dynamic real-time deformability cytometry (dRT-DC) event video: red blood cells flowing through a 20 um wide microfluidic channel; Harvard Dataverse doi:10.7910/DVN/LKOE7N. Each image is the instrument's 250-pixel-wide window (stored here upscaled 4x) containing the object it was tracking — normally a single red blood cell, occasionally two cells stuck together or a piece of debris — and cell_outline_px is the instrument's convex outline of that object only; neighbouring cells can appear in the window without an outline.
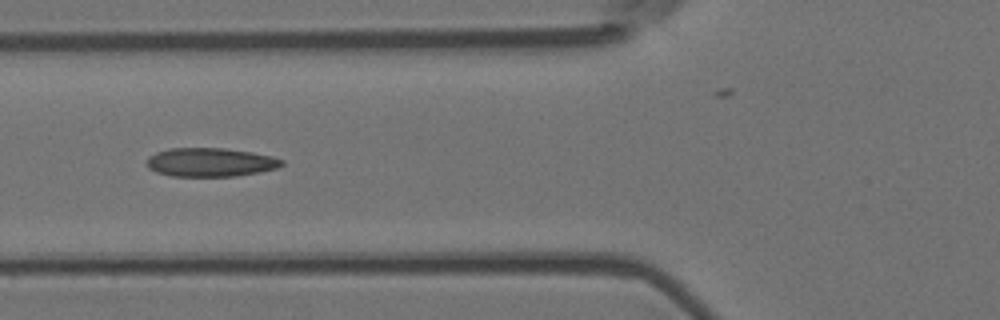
{"species": "Egyptian fruit bat (a non-hibernating species)", "species_latin": "Rousettus aegyptiacus", "temperature_condition": "room temperature", "stored_images_in_passage": 7, "camera_frame_rate_fps": 3000, "um_per_image_px": 0.085, "animal": {"sex": "female"}, "frame": {"image": 1, "passage_image": 5, "time_ms": 1.333, "image_size_px": [1000, 320], "cell_outline_px": [[284, 164], [276, 168], [260, 172], [236, 176], [172, 176], [156, 172], [148, 168], [144, 164], [148, 156], [156, 152], [168, 148], [224, 148], [252, 152], [272, 156], [284, 160]], "centroid_in_image_um": [17.85, 13.79], "position_along_channel_um": 108.0, "area_um2": 22.83}}
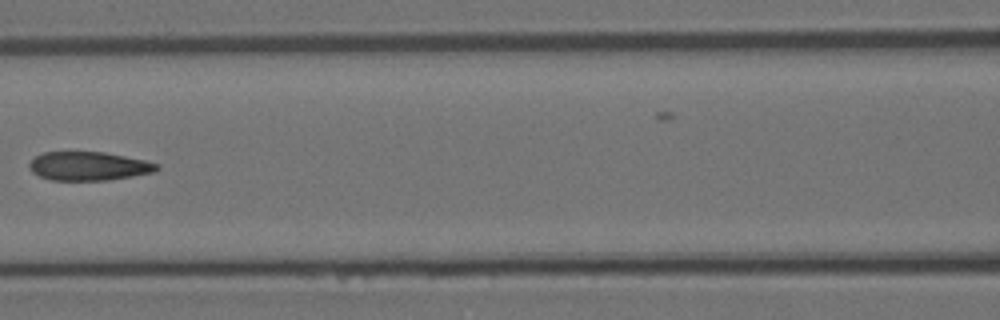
{"frame": {"image": 2, "passage_image": 6, "time_ms": 1.667, "image_size_px": [1000, 320], "cell_outline_px": [[160, 168], [156, 172], [108, 180], [52, 180], [40, 176], [32, 172], [28, 164], [36, 156], [44, 152], [104, 152], [144, 160], [160, 164]], "centroid_in_image_um": [7.57, 14.12], "position_along_channel_um": 159.0, "area_um2": 21.27}}